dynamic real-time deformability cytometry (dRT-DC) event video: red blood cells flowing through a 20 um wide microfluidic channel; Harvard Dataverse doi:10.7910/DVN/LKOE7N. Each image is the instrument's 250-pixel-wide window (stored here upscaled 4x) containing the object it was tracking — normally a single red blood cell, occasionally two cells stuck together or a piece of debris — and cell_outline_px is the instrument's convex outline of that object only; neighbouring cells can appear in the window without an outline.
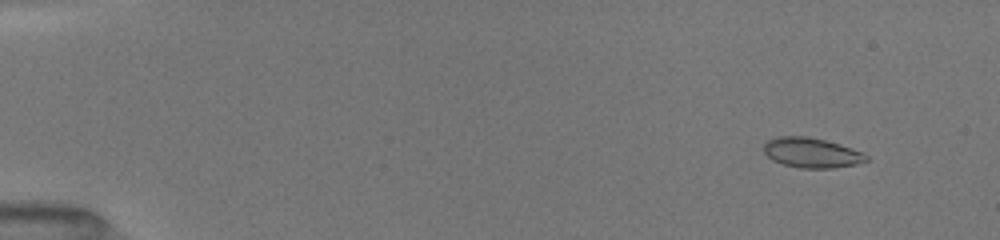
{"species": "common noctule bat (a hibernating species)", "species_latin": "Nyctalus noctula", "temperature_condition": "room temperature", "stored_images_in_passage": 49, "camera_frame_rate_fps": 3000, "um_per_image_px": 0.085, "animal": {"sex": "female", "body_mass_g": 19.5, "forearm_length_mm": 54.1}, "frame": {"image": 1, "passage_image": 5, "time_ms": 0.667, "image_size_px": [1000, 240], "cell_outline_px": [[868, 160], [856, 164], [832, 168], [800, 168], [784, 164], [772, 160], [764, 152], [764, 144], [768, 140], [776, 136], [808, 136], [840, 144], [864, 152], [868, 156]], "centroid_in_image_um": [68.99, 12.97], "position_along_channel_um": 16.0, "area_um2": 17.92}}
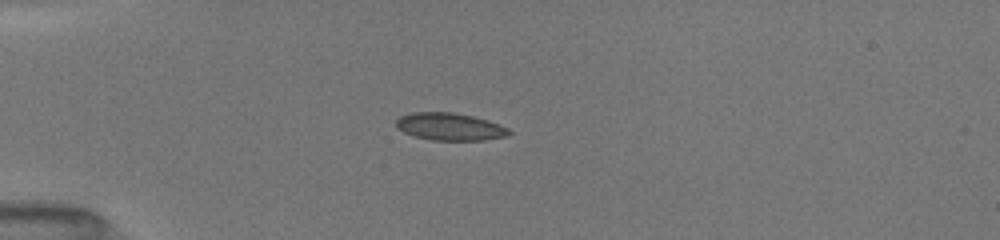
{"frame": {"image": 2, "passage_image": 32, "time_ms": 4.0, "image_size_px": [1000, 240], "cell_outline_px": [[512, 132], [508, 136], [484, 140], [432, 140], [412, 136], [396, 128], [396, 120], [400, 116], [412, 112], [452, 112], [472, 116], [488, 120], [508, 128]], "centroid_in_image_um": [38.22, 10.77], "position_along_channel_um": 46.8, "area_um2": 18.15}}
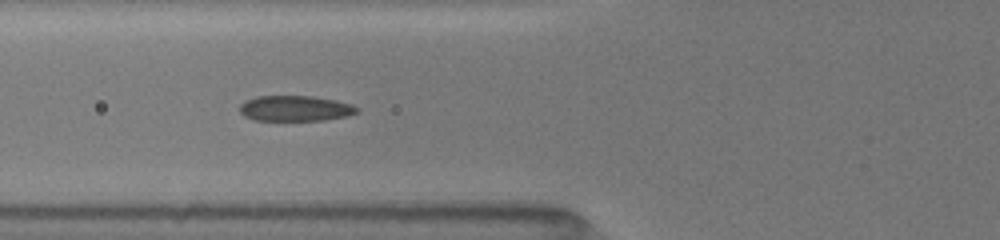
{"frame": {"image": 3, "passage_image": 48, "time_ms": 6.0, "image_size_px": [1000, 240], "cell_outline_px": [[360, 112], [348, 116], [324, 120], [252, 120], [244, 116], [240, 112], [240, 104], [244, 100], [256, 96], [312, 96], [336, 100], [352, 104], [360, 108]], "centroid_in_image_um": [25.11, 9.21], "position_along_channel_um": 100.7, "area_um2": 17.69}}